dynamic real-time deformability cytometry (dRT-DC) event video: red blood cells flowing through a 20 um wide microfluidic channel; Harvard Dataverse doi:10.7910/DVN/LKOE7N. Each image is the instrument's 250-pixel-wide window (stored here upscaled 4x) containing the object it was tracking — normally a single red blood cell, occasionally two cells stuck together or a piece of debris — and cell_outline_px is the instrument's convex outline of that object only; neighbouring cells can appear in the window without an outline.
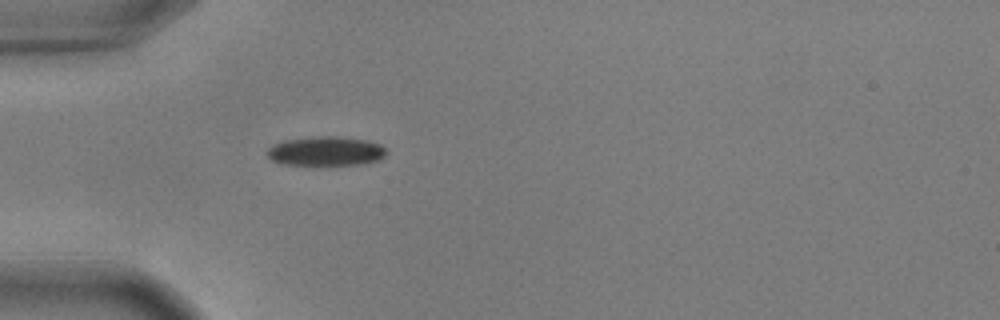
{"species": "common noctule bat (a hibernating species)", "species_latin": "Nyctalus noctula", "temperature_condition": "warm", "stored_images_in_passage": 40, "camera_frame_rate_fps": 3000, "um_per_image_px": 0.085, "animal": {"sex": "male", "body_mass_g": 17.9, "forearm_length_mm": 54.2}, "frame": {"image": 1, "passage_image": 1, "time_ms": 0.0, "image_size_px": [1000, 320], "cell_outline_px": [[388, 152], [380, 160], [360, 164], [284, 164], [272, 160], [264, 152], [272, 144], [284, 140], [320, 136], [332, 136], [368, 140], [380, 144]], "centroid_in_image_um": [27.69, 12.84], "position_along_channel_um": 57.3, "area_um2": 20.23}}
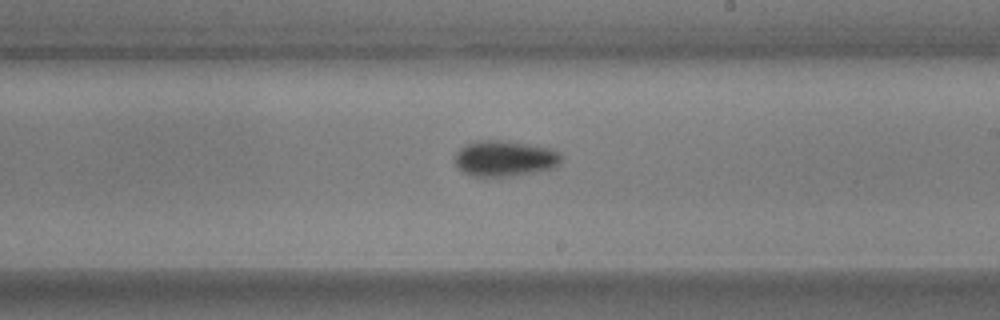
{"frame": {"image": 2, "passage_image": 17, "time_ms": 5.333, "image_size_px": [1000, 320], "cell_outline_px": [[560, 160], [556, 168], [512, 176], [476, 176], [464, 172], [456, 164], [456, 152], [464, 144], [476, 140], [504, 140], [552, 148], [560, 152]], "centroid_in_image_um": [42.92, 13.45], "position_along_channel_um": 246.1, "area_um2": 22.2}}
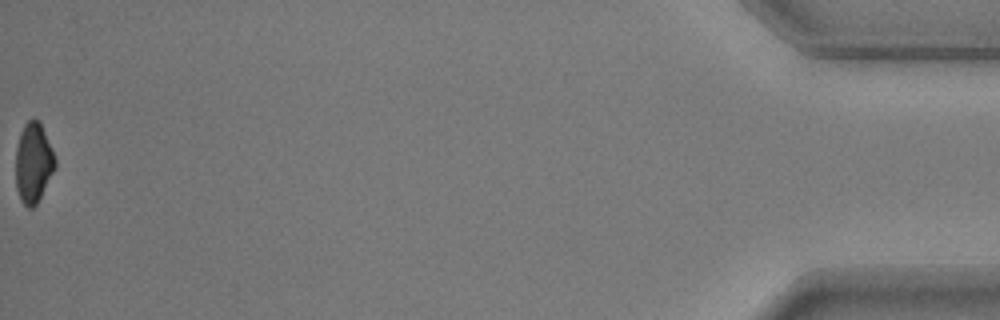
{"frame": {"image": 3, "passage_image": 40, "time_ms": 13.0, "image_size_px": [1000, 320], "cell_outline_px": [[56, 168], [36, 204], [32, 208], [28, 208], [20, 200], [16, 188], [16, 148], [20, 132], [24, 124], [32, 116], [40, 120], [56, 160]], "centroid_in_image_um": [2.83, 13.8], "position_along_channel_um": 432.4, "area_um2": 18.55}, "authors_computed_cell_mechanics": {"area_um2": 20.4323, "velocity_mm_per_s": 3.6458, "shape_relaxation_time_tau1_ms": 2.9542, "shape_relaxation_time_tau2_ms": null, "deformation_change_tau1": 0.1148, "deformation_change_tau2": null}}